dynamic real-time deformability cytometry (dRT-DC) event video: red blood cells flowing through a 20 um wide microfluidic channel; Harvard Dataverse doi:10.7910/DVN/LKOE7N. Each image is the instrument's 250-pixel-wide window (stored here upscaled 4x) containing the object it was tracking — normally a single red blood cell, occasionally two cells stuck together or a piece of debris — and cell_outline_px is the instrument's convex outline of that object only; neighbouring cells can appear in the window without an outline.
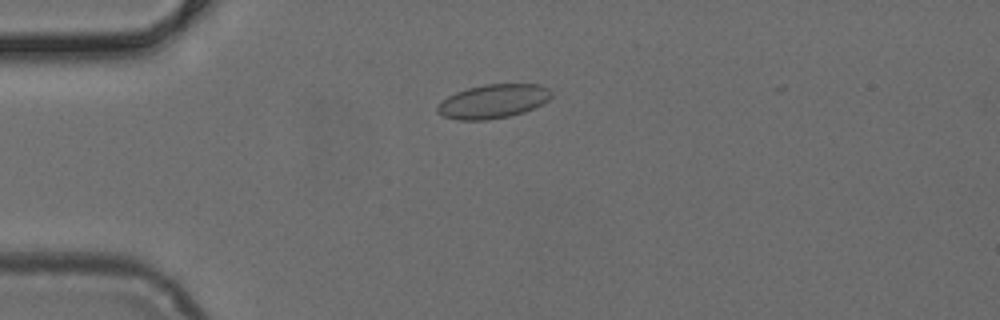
{"species": "common noctule bat (a hibernating species)", "species_latin": "Nyctalus noctula", "temperature_condition": "cold", "stored_images_in_passage": 31, "camera_frame_rate_fps": 3000, "um_per_image_px": 0.085, "animal": {"sex": "female", "body_mass_g": 24.6, "forearm_length_mm": 56.2}, "frame": {"image": 1, "passage_image": 13, "time_ms": 4.0, "image_size_px": [1000, 320], "cell_outline_px": [[552, 96], [548, 100], [524, 112], [508, 116], [488, 120], [456, 120], [444, 116], [436, 112], [436, 108], [440, 100], [456, 92], [468, 88], [484, 84], [540, 84], [548, 88], [552, 92]], "centroid_in_image_um": [41.88, 8.61], "position_along_channel_um": 43.1, "area_um2": 22.6}}
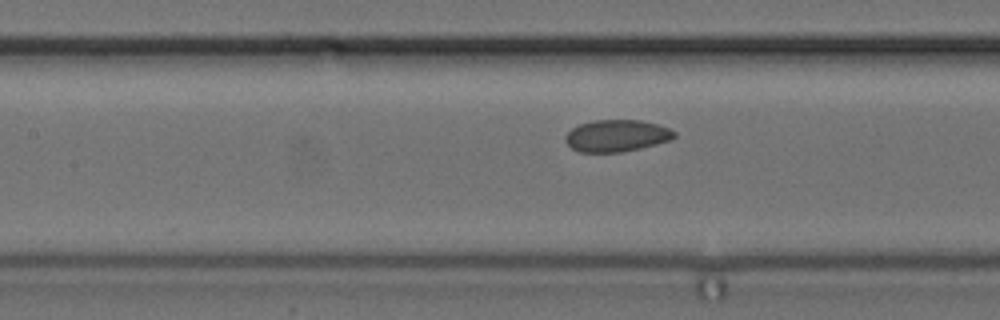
{"frame": {"image": 2, "passage_image": 23, "time_ms": 7.333, "image_size_px": [1000, 320], "cell_outline_px": [[676, 136], [672, 140], [640, 148], [620, 152], [580, 152], [572, 148], [564, 140], [564, 136], [572, 128], [580, 124], [592, 120], [640, 120], [656, 124], [668, 128], [676, 132]], "centroid_in_image_um": [52.41, 11.53], "position_along_channel_um": 155.0, "area_um2": 20.23}}
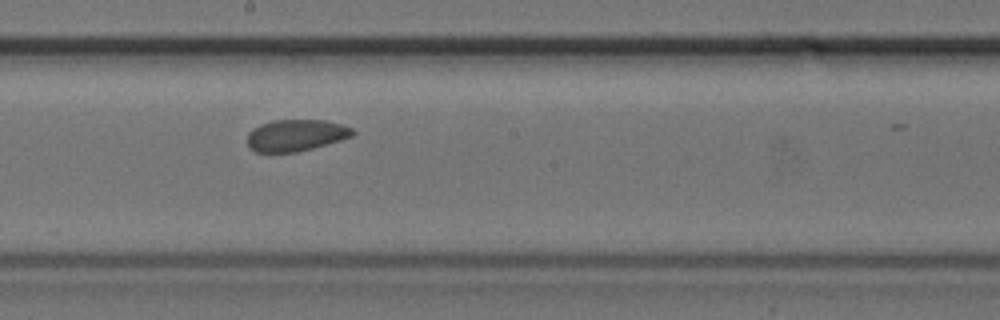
{"frame": {"image": 3, "passage_image": 28, "time_ms": 9.0, "image_size_px": [1000, 320], "cell_outline_px": [[356, 132], [352, 136], [340, 140], [312, 148], [296, 152], [256, 152], [248, 148], [248, 132], [252, 128], [260, 124], [272, 120], [324, 120], [340, 124], [352, 128]], "centroid_in_image_um": [25.12, 11.49], "position_along_channel_um": 223.1, "area_um2": 19.42}}